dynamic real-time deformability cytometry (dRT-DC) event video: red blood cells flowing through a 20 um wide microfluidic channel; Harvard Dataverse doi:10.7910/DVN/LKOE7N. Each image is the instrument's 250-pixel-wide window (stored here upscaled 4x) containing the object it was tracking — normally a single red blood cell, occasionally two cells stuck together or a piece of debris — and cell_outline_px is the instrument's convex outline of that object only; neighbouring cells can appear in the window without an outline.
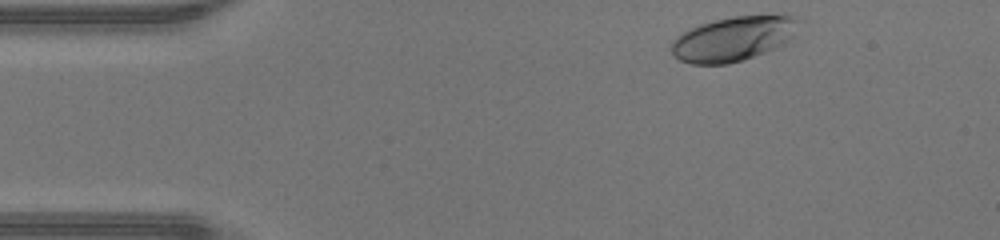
{"species": "human", "species_latin": "Homo sapiens", "temperature_condition": "warm", "stored_images_in_passage": 41, "camera_frame_rate_fps": 3000, "um_per_image_px": 0.085, "donor": {"sex": "male"}, "frame": {"image": 1, "passage_image": 1, "time_ms": 0.0, "image_size_px": [1000, 240], "cell_outline_px": [[796, 20], [784, 44], [776, 48], [728, 64], [692, 64], [680, 60], [672, 52], [672, 40], [684, 32], [700, 24], [716, 20], [736, 16], [796, 16]], "centroid_in_image_um": [62.22, 3.32], "position_along_channel_um": 22.8, "area_um2": 31.67}}
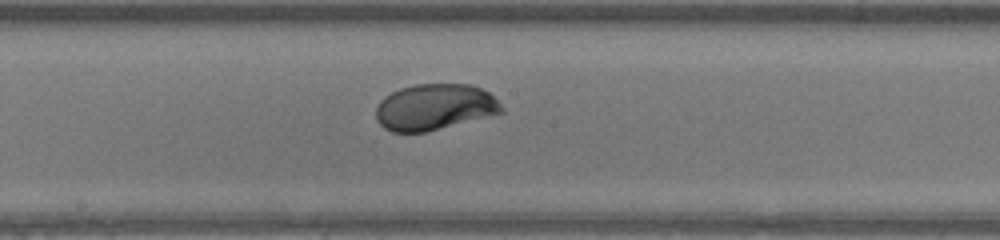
{"frame": {"image": 2, "passage_image": 19, "time_ms": 6.0, "image_size_px": [1000, 240], "cell_outline_px": [[504, 112], [424, 132], [392, 132], [384, 128], [376, 120], [376, 108], [380, 100], [384, 96], [400, 88], [416, 84], [472, 84], [488, 92], [504, 108]], "centroid_in_image_um": [36.91, 9.09], "position_along_channel_um": 211.3, "area_um2": 33.58}}
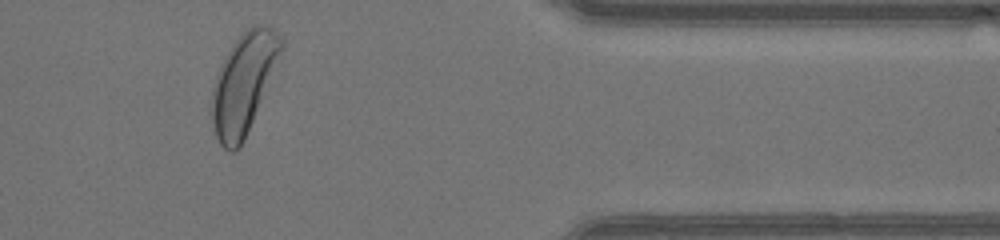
{"frame": {"image": 3, "passage_image": 33, "time_ms": 10.667, "image_size_px": [1000, 240], "cell_outline_px": [[284, 48], [252, 120], [240, 144], [232, 152], [224, 148], [220, 144], [212, 128], [212, 88], [216, 76], [232, 44], [252, 24], [268, 24], [284, 40]], "centroid_in_image_um": [20.71, 7.02], "position_along_channel_um": 390.7, "area_um2": 39.48}, "authors_computed_cell_mechanics": {"area_um2": 34.0442, "velocity_mm_per_s": 4.4327, "shape_relaxation_time_tau1_ms": 2.8599, "shape_relaxation_time_tau2_ms": null, "deformation_change_tau1": 0.1684, "deformation_change_tau2": null}}